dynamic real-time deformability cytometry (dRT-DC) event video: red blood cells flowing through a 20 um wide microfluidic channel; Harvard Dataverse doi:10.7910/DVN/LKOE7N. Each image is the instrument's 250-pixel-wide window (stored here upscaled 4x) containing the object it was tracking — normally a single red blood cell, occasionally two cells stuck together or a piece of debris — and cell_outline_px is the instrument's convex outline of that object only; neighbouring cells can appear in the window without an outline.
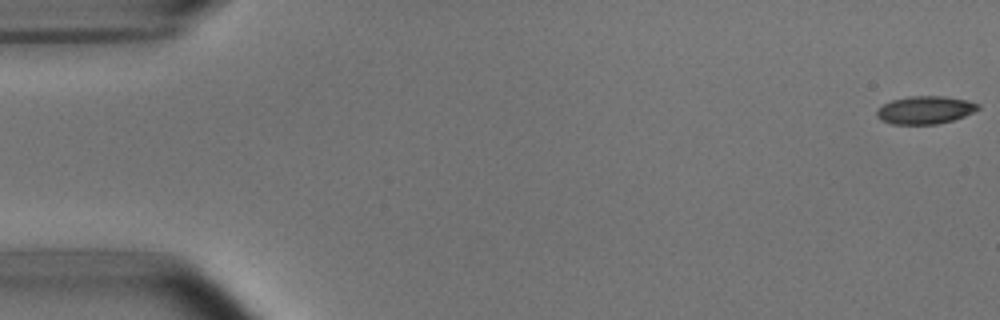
{"species": "common noctule bat (a hibernating species)", "species_latin": "Nyctalus noctula", "temperature_condition": "room temperature", "stored_images_in_passage": 8, "camera_frame_rate_fps": 3000, "um_per_image_px": 0.085, "animal": {"sex": "male", "body_mass_g": 15.6}, "frame": {"image": 1, "passage_image": 1, "time_ms": 0.0, "image_size_px": [1000, 320], "cell_outline_px": [[980, 108], [964, 116], [952, 120], [936, 124], [892, 124], [880, 120], [876, 116], [876, 112], [884, 104], [892, 100], [908, 96], [944, 96], [964, 100], [980, 104]], "centroid_in_image_um": [78.61, 9.35], "position_along_channel_um": 6.4, "area_um2": 16.3}}